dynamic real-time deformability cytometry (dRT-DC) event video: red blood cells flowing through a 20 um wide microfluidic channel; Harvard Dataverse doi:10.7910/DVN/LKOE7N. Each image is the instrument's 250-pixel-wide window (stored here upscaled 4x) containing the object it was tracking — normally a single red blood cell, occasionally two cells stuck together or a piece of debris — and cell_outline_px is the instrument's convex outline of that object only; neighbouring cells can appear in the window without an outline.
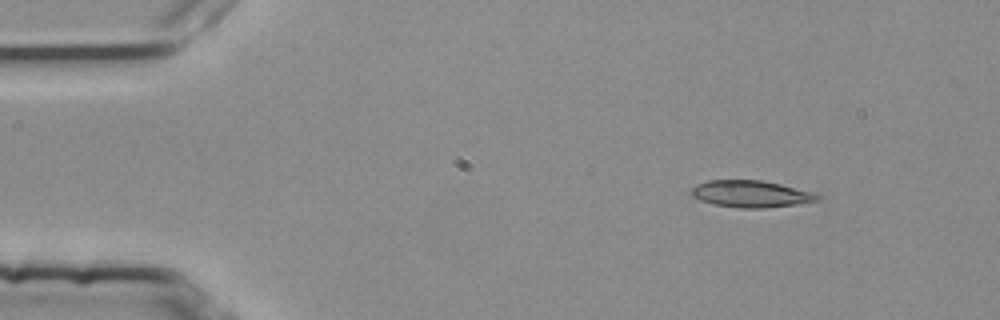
{"species": "common noctule bat (a hibernating species)", "species_latin": "Nyctalus noctula", "temperature_condition": "room temperature", "stored_images_in_passage": 3, "camera_frame_rate_fps": 3000, "um_per_image_px": 0.085, "animal": {"sex": "female", "body_mass_g": 25.1}, "frame": {"image": 1, "passage_image": 1, "time_ms": 0.0, "image_size_px": [1000, 320], "cell_outline_px": [[824, 196], [820, 200], [796, 204], [764, 208], [740, 208], [712, 204], [700, 200], [692, 196], [688, 192], [692, 188], [708, 180], [764, 180], [780, 184]], "centroid_in_image_um": [63.81, 16.49], "position_along_channel_um": 21.2, "area_um2": 19.65}}